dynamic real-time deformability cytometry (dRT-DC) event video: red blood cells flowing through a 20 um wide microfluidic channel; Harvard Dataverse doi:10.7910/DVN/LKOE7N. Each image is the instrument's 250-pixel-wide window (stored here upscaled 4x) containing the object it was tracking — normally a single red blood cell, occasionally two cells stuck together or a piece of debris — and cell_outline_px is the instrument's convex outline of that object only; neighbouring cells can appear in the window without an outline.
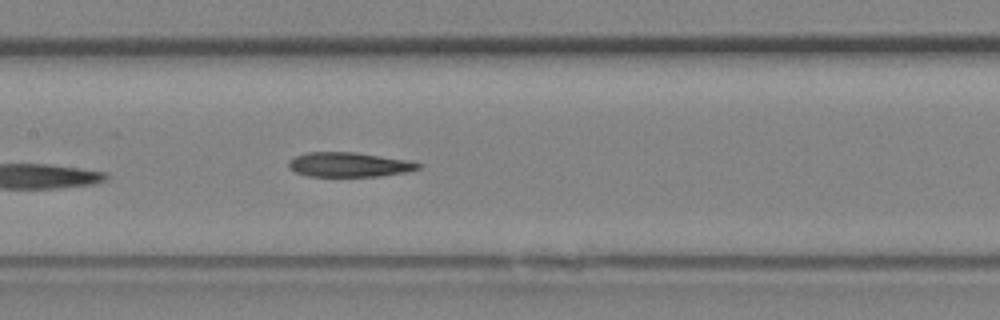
{"species": "Egyptian fruit bat (a non-hibernating species)", "species_latin": "Rousettus aegyptiacus", "temperature_condition": "room temperature", "stored_images_in_passage": 13, "camera_frame_rate_fps": 3000, "um_per_image_px": 0.085, "animal": {"sex": "female"}, "frame": {"image": 1, "passage_image": 13, "time_ms": 4.0, "image_size_px": [1000, 320], "cell_outline_px": [[424, 164], [420, 168], [408, 172], [380, 176], [308, 176], [296, 172], [288, 168], [288, 160], [296, 156], [308, 152], [356, 152], [408, 160]], "centroid_in_image_um": [29.69, 13.99], "position_along_channel_um": 177.7, "area_um2": 18.67}}